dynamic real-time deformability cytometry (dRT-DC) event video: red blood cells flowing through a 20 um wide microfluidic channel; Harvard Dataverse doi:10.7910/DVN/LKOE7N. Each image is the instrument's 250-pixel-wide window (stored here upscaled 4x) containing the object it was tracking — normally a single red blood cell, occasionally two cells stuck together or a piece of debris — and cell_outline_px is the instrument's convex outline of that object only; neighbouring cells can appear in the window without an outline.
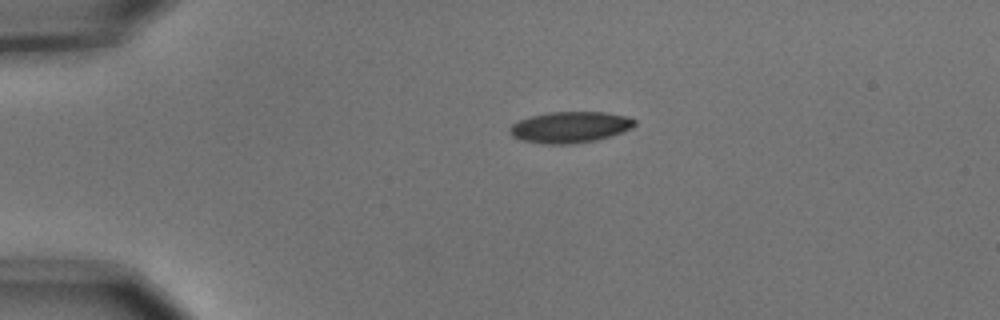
{"species": "common noctule bat (a hibernating species)", "species_latin": "Nyctalus noctula", "temperature_condition": "cold", "stored_images_in_passage": 2, "camera_frame_rate_fps": 3000, "um_per_image_px": 0.085, "animal": {"sex": "male", "body_mass_g": 15.6}, "frame": {"image": 1, "passage_image": 1, "time_ms": 0.0, "image_size_px": [1000, 320], "cell_outline_px": [[636, 124], [620, 132], [596, 140], [572, 144], [544, 144], [520, 140], [512, 136], [508, 132], [508, 128], [512, 124], [528, 116], [548, 112], [608, 112], [628, 116], [636, 120]], "centroid_in_image_um": [48.4, 10.8], "position_along_channel_um": 36.6, "area_um2": 22.77}}